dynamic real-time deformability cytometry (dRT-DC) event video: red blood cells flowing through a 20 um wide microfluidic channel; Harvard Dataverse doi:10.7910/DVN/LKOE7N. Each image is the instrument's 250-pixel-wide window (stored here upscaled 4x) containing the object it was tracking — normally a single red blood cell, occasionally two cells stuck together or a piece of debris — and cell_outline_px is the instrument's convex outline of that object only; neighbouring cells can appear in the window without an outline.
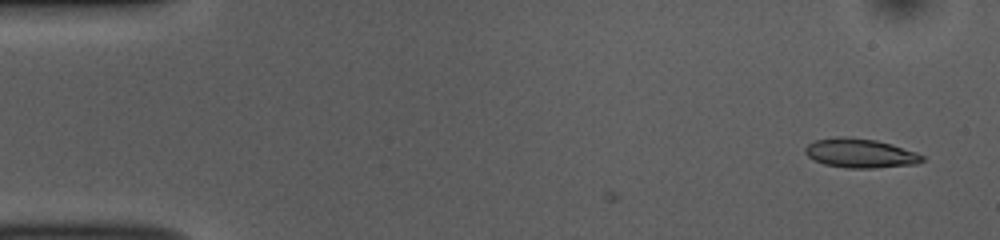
{"species": "common noctule bat (a hibernating species)", "species_latin": "Nyctalus noctula", "temperature_condition": "room temperature", "stored_images_in_passage": 4, "camera_frame_rate_fps": 3000, "um_per_image_px": 0.085, "animal": {"sex": "female", "body_mass_g": 10.0, "forearm_length_mm": 53.1}, "frame": {"image": 1, "passage_image": 4, "time_ms": 1.0, "image_size_px": [1000, 240], "cell_outline_px": [[924, 160], [916, 164], [876, 168], [848, 168], [824, 164], [808, 156], [804, 152], [804, 148], [808, 144], [816, 140], [840, 136], [876, 140], [892, 144], [916, 152], [924, 156]], "centroid_in_image_um": [73.13, 13.02], "position_along_channel_um": 11.9, "area_um2": 19.83}}